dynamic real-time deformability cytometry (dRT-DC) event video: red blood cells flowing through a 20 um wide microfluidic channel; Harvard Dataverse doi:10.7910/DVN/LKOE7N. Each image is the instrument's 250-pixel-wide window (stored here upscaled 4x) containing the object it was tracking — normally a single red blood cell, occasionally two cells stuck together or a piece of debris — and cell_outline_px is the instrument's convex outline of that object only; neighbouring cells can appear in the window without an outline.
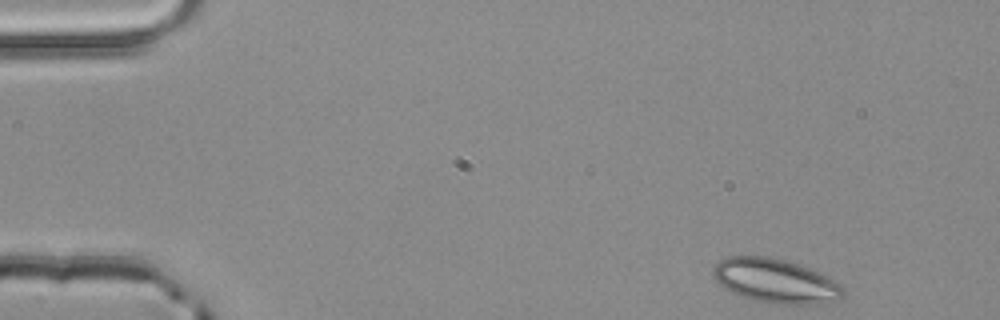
{"species": "common noctule bat (a hibernating species)", "species_latin": "Nyctalus noctula", "temperature_condition": "room temperature", "stored_images_in_passage": 3, "camera_frame_rate_fps": 3000, "um_per_image_px": 0.085, "animal": {"sex": "male", "body_mass_g": 20.4}, "frame": {"image": 1, "passage_image": 1, "time_ms": 0.0, "image_size_px": [1000, 320], "cell_outline_px": [[844, 296], [840, 300], [820, 304], [776, 304], [752, 300], [740, 296], [724, 288], [712, 276], [712, 268], [720, 260], [728, 256], [768, 256], [800, 264], [828, 276], [840, 284], [844, 288]], "centroid_in_image_um": [65.93, 23.88], "position_along_channel_um": 19.1, "area_um2": 33.87}}